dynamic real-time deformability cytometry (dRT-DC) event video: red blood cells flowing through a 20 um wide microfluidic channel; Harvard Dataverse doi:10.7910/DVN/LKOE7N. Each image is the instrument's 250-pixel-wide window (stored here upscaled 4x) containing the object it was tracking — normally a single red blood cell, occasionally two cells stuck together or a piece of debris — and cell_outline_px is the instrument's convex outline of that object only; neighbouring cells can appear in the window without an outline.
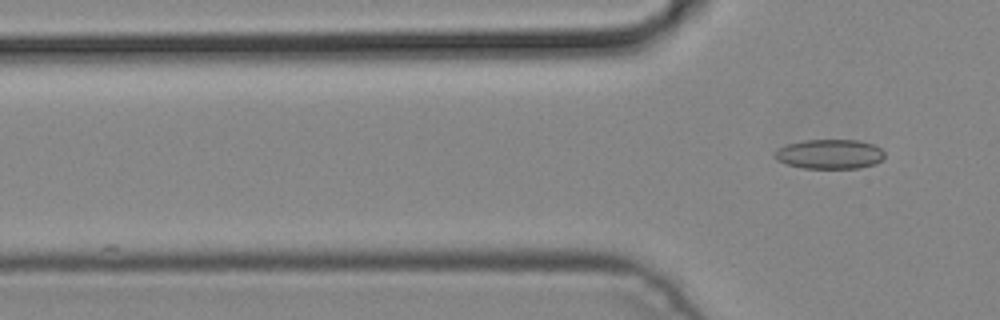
{"species": "common noctule bat (a hibernating species)", "species_latin": "Nyctalus noctula", "temperature_condition": "cold", "stored_images_in_passage": 6, "camera_frame_rate_fps": 3000, "um_per_image_px": 0.085, "animal": {"sex": "male", "body_mass_g": 19.2, "forearm_length_mm": 51.8}, "frame": {"image": 1, "passage_image": 6, "time_ms": 1.667, "image_size_px": [1000, 320], "cell_outline_px": [[884, 156], [876, 164], [860, 168], [804, 168], [788, 164], [776, 160], [776, 152], [780, 148], [788, 144], [804, 140], [860, 140], [872, 144], [880, 148], [884, 152]], "centroid_in_image_um": [70.56, 13.1], "position_along_channel_um": 55.2, "area_um2": 18.73}}